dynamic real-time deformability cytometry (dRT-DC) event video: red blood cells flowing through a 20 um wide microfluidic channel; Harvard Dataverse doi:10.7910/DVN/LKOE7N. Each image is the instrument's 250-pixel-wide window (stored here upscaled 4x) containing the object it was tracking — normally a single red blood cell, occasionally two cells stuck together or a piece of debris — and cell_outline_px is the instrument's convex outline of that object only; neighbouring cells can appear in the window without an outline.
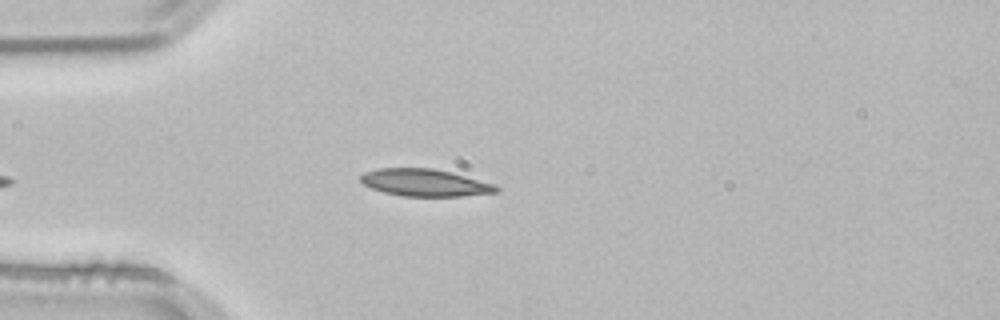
{"species": "common noctule bat (a hibernating species)", "species_latin": "Nyctalus noctula", "temperature_condition": "room temperature", "stored_images_in_passage": 38, "camera_frame_rate_fps": 3000, "um_per_image_px": 0.085, "animal": {"sex": "male", "body_mass_g": 21.5, "forearm_length_mm": 52.0}, "frame": {"image": 1, "passage_image": 2, "time_ms": 0.333, "image_size_px": [1000, 320], "cell_outline_px": [[500, 192], [464, 196], [404, 196], [384, 192], [372, 188], [364, 184], [360, 180], [360, 176], [364, 172], [380, 168], [432, 168], [496, 184], [500, 188]], "centroid_in_image_um": [36.14, 15.53], "position_along_channel_um": 48.9, "area_um2": 21.39}}
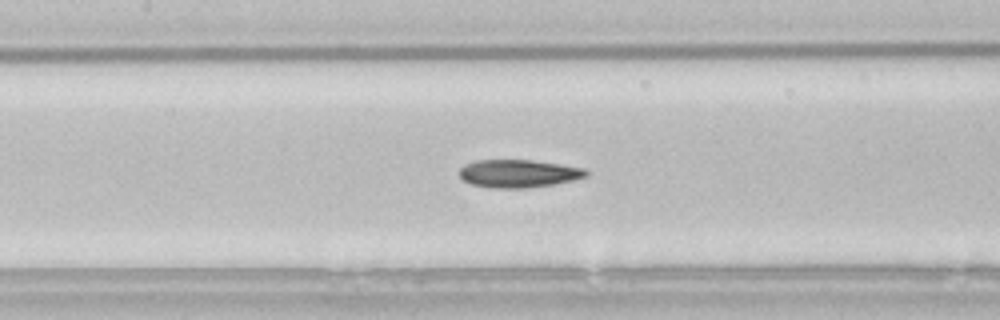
{"frame": {"image": 2, "passage_image": 12, "time_ms": 3.667, "image_size_px": [1000, 320], "cell_outline_px": [[588, 176], [572, 180], [552, 184], [524, 188], [492, 188], [472, 184], [464, 180], [460, 176], [460, 168], [464, 164], [476, 160], [532, 160], [560, 164], [584, 168], [588, 172]], "centroid_in_image_um": [44.06, 14.74], "position_along_channel_um": 163.3, "area_um2": 20.46}}
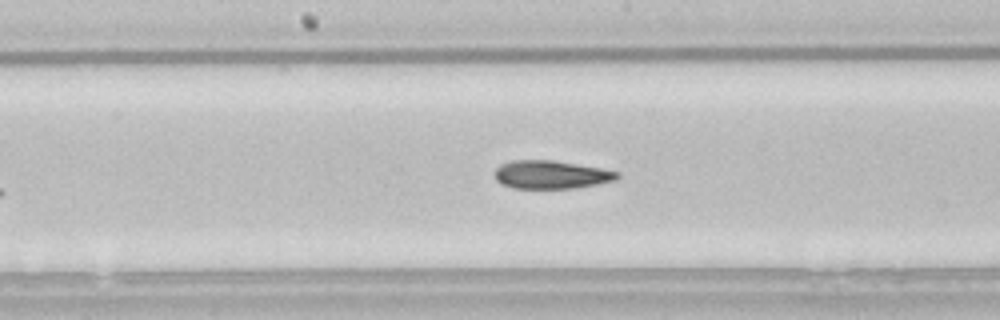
{"frame": {"image": 3, "passage_image": 15, "time_ms": 4.667, "image_size_px": [1000, 320], "cell_outline_px": [[620, 176], [616, 180], [576, 188], [512, 188], [500, 184], [496, 180], [496, 168], [500, 164], [512, 160], [552, 160], [600, 168], [620, 172]], "centroid_in_image_um": [46.83, 14.84], "position_along_channel_um": 201.4, "area_um2": 20.11}, "authors_computed_cell_mechanics": {"area_um2": 20.6057, "velocity_mm_per_s": 3.8105, "shape_relaxation_time_tau1_ms": 7.5681, "shape_relaxation_time_tau2_ms": 4.5108, "deformation_change_tau1": 0.1563, "deformation_change_tau2": 0.1094}}